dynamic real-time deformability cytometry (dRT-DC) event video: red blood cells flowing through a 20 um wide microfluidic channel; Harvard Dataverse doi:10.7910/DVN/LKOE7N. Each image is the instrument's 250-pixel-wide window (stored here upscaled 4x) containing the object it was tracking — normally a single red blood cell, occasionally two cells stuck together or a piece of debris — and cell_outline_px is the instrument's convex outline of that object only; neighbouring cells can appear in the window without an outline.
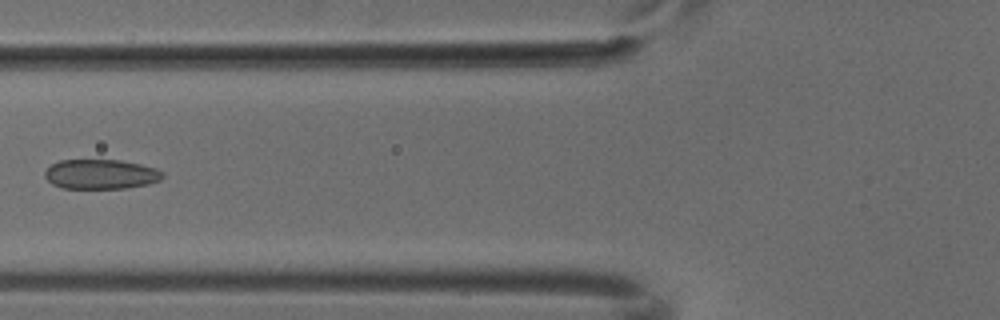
{"species": "common noctule bat (a hibernating species)", "species_latin": "Nyctalus noctula", "temperature_condition": "cold", "stored_images_in_passage": 5, "camera_frame_rate_fps": 3000, "um_per_image_px": 0.085, "animal": {"sex": "male", "body_mass_g": 18.8}, "frame": {"image": 1, "passage_image": 3, "time_ms": 0.667, "image_size_px": [1000, 320], "cell_outline_px": [[164, 176], [160, 180], [148, 184], [128, 188], [64, 188], [52, 184], [44, 176], [44, 172], [52, 164], [60, 160], [120, 160], [140, 164], [156, 168], [164, 172]], "centroid_in_image_um": [8.59, 14.81], "position_along_channel_um": 117.2, "area_um2": 20.4}}
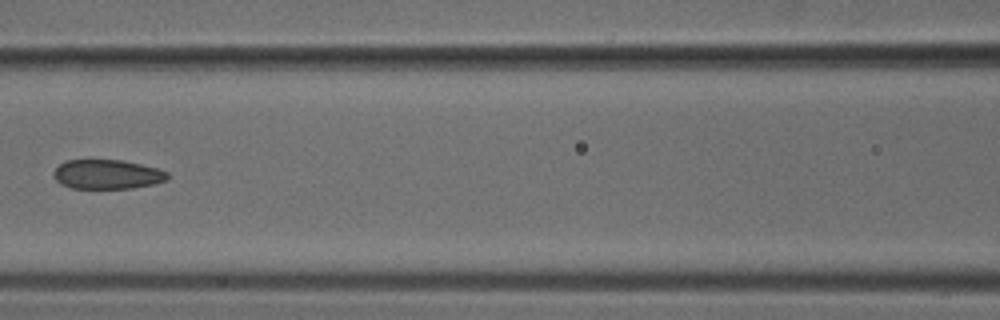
{"frame": {"image": 2, "passage_image": 4, "time_ms": 1.0, "image_size_px": [1000, 320], "cell_outline_px": [[168, 180], [152, 184], [132, 188], [72, 188], [60, 184], [56, 180], [52, 172], [60, 164], [68, 160], [120, 160], [140, 164], [156, 168], [168, 172]], "centroid_in_image_um": [9.1, 14.82], "position_along_channel_um": 157.5, "area_um2": 19.36}}
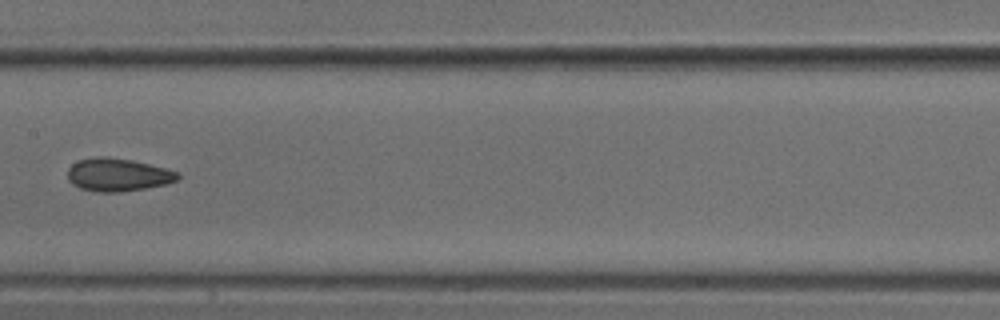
{"frame": {"image": 3, "passage_image": 5, "time_ms": 1.333, "image_size_px": [1000, 320], "cell_outline_px": [[180, 180], [164, 184], [144, 188], [120, 192], [96, 192], [80, 188], [72, 184], [68, 180], [68, 168], [72, 164], [80, 160], [96, 156], [108, 156], [132, 160], [180, 172]], "centroid_in_image_um": [10.01, 14.85], "position_along_channel_um": 197.4, "area_um2": 21.21}}